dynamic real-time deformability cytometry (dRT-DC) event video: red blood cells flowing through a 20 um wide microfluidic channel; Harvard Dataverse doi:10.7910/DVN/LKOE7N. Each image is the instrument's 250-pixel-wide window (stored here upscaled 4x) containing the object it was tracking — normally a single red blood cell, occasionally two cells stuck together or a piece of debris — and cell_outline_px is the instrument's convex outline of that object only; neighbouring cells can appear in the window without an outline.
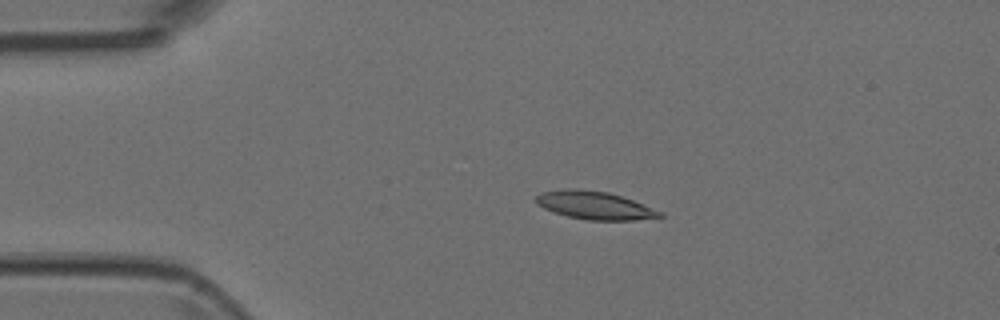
{"species": "Egyptian fruit bat (a non-hibernating species)", "species_latin": "Rousettus aegyptiacus", "temperature_condition": "room temperature", "stored_images_in_passage": 4, "camera_frame_rate_fps": 3000, "um_per_image_px": 0.085, "animal": {"sex": "female"}, "frame": {"image": 1, "passage_image": 3, "time_ms": 0.667, "image_size_px": [1000, 320], "cell_outline_px": [[664, 216], [632, 220], [588, 220], [568, 216], [544, 208], [536, 204], [532, 200], [536, 196], [544, 192], [568, 188], [576, 188], [608, 192], [632, 200], [664, 212]], "centroid_in_image_um": [50.53, 17.45], "position_along_channel_um": 34.5, "area_um2": 20.06}}